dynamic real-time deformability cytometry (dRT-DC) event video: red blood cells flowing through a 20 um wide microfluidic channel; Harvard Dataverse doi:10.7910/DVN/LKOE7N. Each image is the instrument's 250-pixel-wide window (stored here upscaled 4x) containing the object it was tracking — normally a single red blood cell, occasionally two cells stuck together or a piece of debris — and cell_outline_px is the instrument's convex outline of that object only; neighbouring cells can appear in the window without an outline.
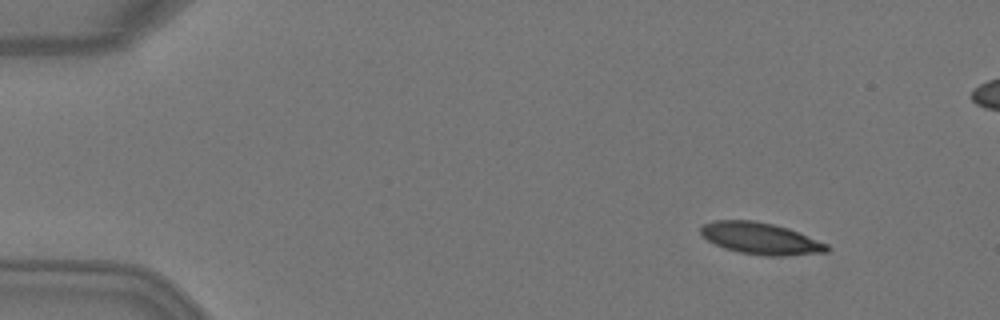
{"species": "Egyptian fruit bat (a non-hibernating species)", "species_latin": "Rousettus aegyptiacus", "temperature_condition": "warm", "stored_images_in_passage": 5, "camera_frame_rate_fps": 3000, "um_per_image_px": 0.085, "animal": {"sex": "female"}, "frame": {"image": 1, "passage_image": 1, "time_ms": 0.0, "image_size_px": [1000, 320], "cell_outline_px": [[828, 252], [784, 256], [768, 256], [740, 252], [724, 248], [708, 240], [700, 232], [700, 228], [704, 224], [716, 220], [752, 220], [772, 224], [788, 228], [828, 244]], "centroid_in_image_um": [64.66, 20.27], "position_along_channel_um": 20.3, "area_um2": 23.06}}
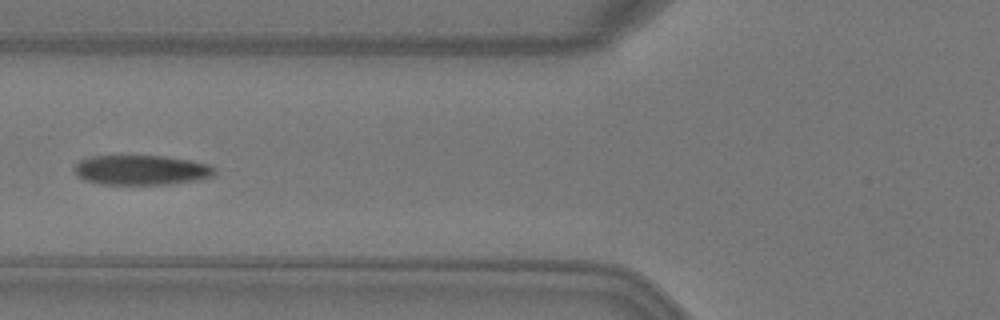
{"frame": {"image": 2, "passage_image": 5, "time_ms": 1.333, "image_size_px": [1000, 320], "cell_outline_px": [[216, 172], [212, 176], [196, 180], [168, 184], [100, 184], [84, 180], [76, 176], [72, 168], [80, 160], [88, 156], [164, 156], [192, 160], [208, 164], [216, 168]], "centroid_in_image_um": [11.98, 14.45], "position_along_channel_um": 113.8, "area_um2": 24.57}}